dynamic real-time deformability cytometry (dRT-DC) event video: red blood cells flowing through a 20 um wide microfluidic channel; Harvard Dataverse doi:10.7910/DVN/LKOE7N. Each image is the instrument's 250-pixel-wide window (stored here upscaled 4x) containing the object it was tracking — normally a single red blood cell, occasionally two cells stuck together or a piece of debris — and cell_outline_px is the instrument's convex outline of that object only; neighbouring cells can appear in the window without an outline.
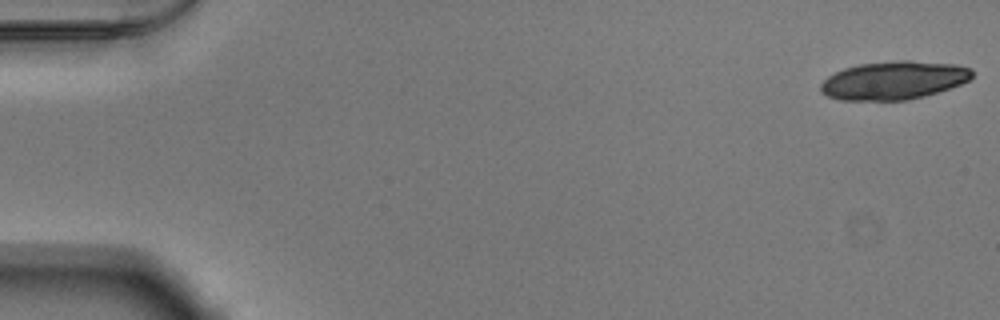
{"species": "Egyptian fruit bat (a non-hibernating species)", "species_latin": "Rousettus aegyptiacus", "temperature_condition": "warm", "stored_images_in_passage": 53, "camera_frame_rate_fps": 3000, "um_per_image_px": 0.085, "animal": {"sex": "male"}, "frame": {"image": 1, "passage_image": 1, "time_ms": 0.0, "image_size_px": [1000, 320], "cell_outline_px": [[972, 76], [968, 80], [960, 84], [924, 96], [908, 100], [840, 100], [828, 96], [820, 92], [820, 84], [828, 76], [844, 68], [860, 64], [900, 60], [908, 60], [956, 64], [972, 68]], "centroid_in_image_um": [75.95, 6.82], "position_along_channel_um": 9.0, "area_um2": 33.7}}
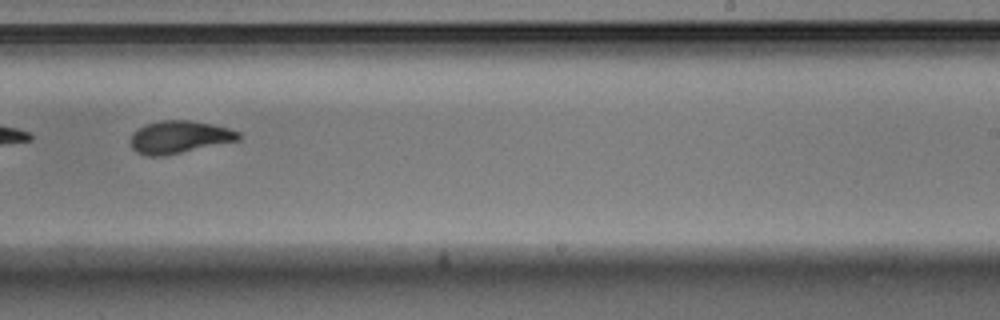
{"frame": {"image": 2, "passage_image": 34, "time_ms": 11.0, "image_size_px": [1000, 320], "cell_outline_px": [[240, 140], [164, 156], [148, 156], [136, 152], [132, 148], [132, 132], [136, 128], [144, 124], [160, 120], [188, 120], [212, 124], [228, 128], [240, 132]], "centroid_in_image_um": [15.22, 11.64], "position_along_channel_um": 273.8, "area_um2": 20.58}}
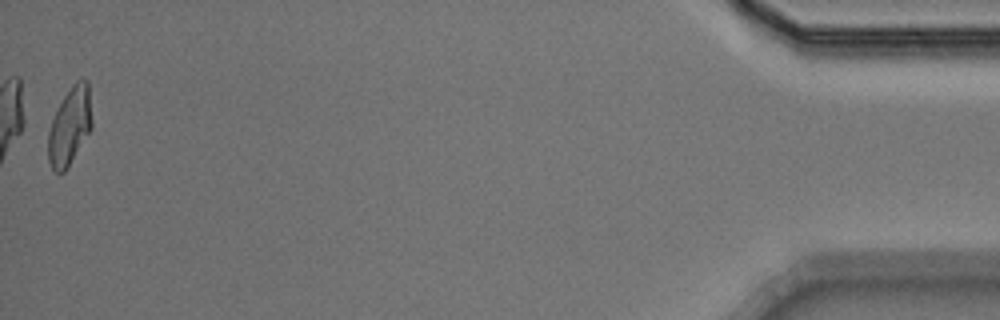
{"frame": {"image": 3, "passage_image": 53, "time_ms": 17.333, "image_size_px": [1000, 320], "cell_outline_px": [[92, 128], [64, 172], [52, 172], [48, 160], [48, 132], [52, 120], [64, 96], [72, 84], [76, 80], [88, 80], [92, 120]], "centroid_in_image_um": [5.93, 10.73], "position_along_channel_um": 429.3, "area_um2": 19.65}, "authors_computed_cell_mechanics": {"area_um2": 20.9814, "velocity_mm_per_s": 3.8625, "shape_relaxation_time_tau1_ms": 5.9919, "shape_relaxation_time_tau2_ms": 2.4414, "deformation_change_tau1": 0.1918, "deformation_change_tau2": 0.0878}}